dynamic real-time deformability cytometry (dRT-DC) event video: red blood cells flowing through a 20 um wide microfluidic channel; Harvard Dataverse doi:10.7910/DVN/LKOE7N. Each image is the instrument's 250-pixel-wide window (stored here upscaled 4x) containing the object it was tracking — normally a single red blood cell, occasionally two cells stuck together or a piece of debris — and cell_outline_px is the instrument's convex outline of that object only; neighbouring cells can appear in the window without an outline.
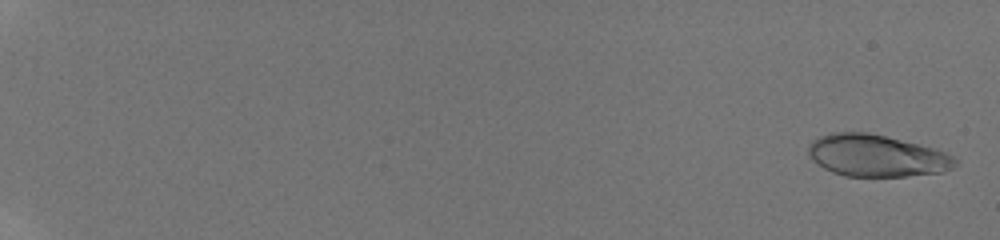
{"species": "human", "species_latin": "Homo sapiens", "temperature_condition": "room temperature", "stored_images_in_passage": 26, "camera_frame_rate_fps": 3000, "um_per_image_px": 0.085, "donor": {"sex": "male"}, "frame": {"image": 1, "passage_image": 1, "time_ms": 0.0, "image_size_px": [1000, 240], "cell_outline_px": [[960, 160], [952, 168], [940, 172], [904, 176], [844, 176], [832, 172], [824, 168], [812, 160], [808, 156], [808, 144], [812, 140], [820, 136], [832, 132], [868, 132], [936, 148]], "centroid_in_image_um": [74.48, 13.22], "position_along_channel_um": 10.5, "area_um2": 35.95}}
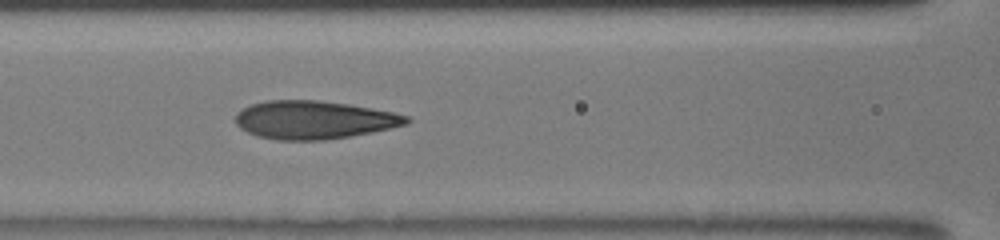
{"frame": {"image": 2, "passage_image": 14, "time_ms": 8.667, "image_size_px": [1000, 240], "cell_outline_px": [[412, 120], [408, 124], [372, 132], [324, 140], [276, 140], [256, 136], [240, 128], [236, 124], [236, 112], [252, 104], [268, 100], [320, 100], [348, 104], [392, 112], [408, 116]], "centroid_in_image_um": [26.67, 10.19], "position_along_channel_um": 139.9, "area_um2": 37.97}}
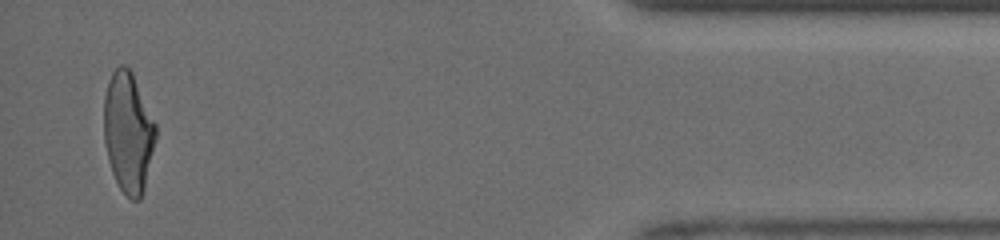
{"frame": {"image": 3, "passage_image": 26, "time_ms": 16.667, "image_size_px": [1000, 240], "cell_outline_px": [[156, 140], [144, 188], [140, 200], [132, 200], [120, 188], [112, 172], [108, 160], [104, 140], [104, 96], [108, 80], [112, 72], [120, 64], [124, 64], [132, 72], [156, 124]], "centroid_in_image_um": [10.89, 11.22], "position_along_channel_um": 424.3, "area_um2": 36.3}, "authors_computed_cell_mechanics": {"area_um2": 37.1365, "velocity_mm_per_s": 4.2171, "shape_relaxation_time_tau1_ms": 4.2344, "shape_relaxation_time_tau2_ms": 0.6617, "deformation_change_tau1": 0.1808, "deformation_change_tau2": 0.0637}}